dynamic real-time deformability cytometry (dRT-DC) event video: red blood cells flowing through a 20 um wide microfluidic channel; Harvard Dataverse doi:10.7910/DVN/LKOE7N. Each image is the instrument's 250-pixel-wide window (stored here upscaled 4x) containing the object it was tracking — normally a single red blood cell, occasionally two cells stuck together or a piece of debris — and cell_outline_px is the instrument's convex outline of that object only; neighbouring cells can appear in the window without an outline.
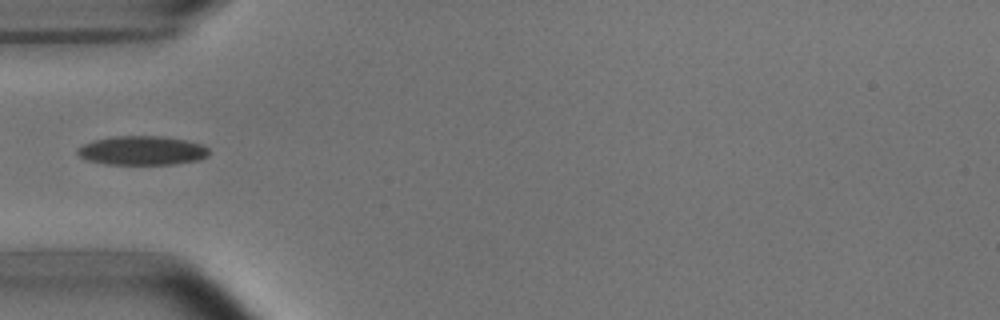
{"species": "common noctule bat (a hibernating species)", "species_latin": "Nyctalus noctula", "temperature_condition": "room temperature", "stored_images_in_passage": 4, "camera_frame_rate_fps": 3000, "um_per_image_px": 0.085, "animal": {"sex": "male", "body_mass_g": 15.6}, "frame": {"image": 1, "passage_image": 4, "time_ms": 3.333, "image_size_px": [1000, 320], "cell_outline_px": [[208, 156], [200, 160], [176, 164], [104, 164], [88, 160], [80, 156], [76, 152], [84, 144], [96, 140], [116, 136], [164, 136], [184, 140], [200, 144], [208, 148]], "centroid_in_image_um": [12.11, 12.8], "position_along_channel_um": 72.9, "area_um2": 22.08}}